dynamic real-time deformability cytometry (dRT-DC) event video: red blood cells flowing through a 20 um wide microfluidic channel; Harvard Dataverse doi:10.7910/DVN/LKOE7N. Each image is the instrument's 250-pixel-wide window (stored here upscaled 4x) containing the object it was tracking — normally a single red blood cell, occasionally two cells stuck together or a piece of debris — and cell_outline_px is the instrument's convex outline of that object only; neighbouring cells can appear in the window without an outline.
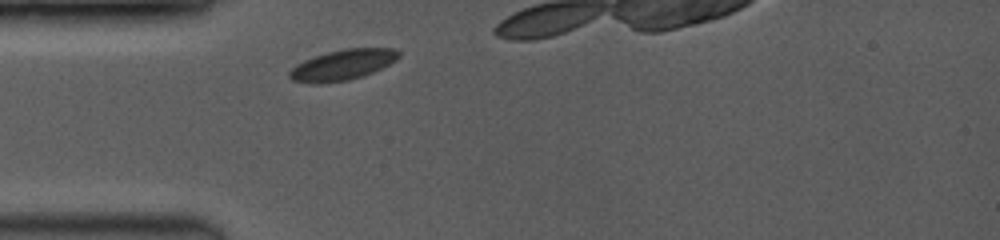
{"species": "common noctule bat (a hibernating species)", "species_latin": "Nyctalus noctula", "temperature_condition": "room temperature", "stored_images_in_passage": 3, "camera_frame_rate_fps": 3500, "um_per_image_px": 0.085, "animal": {"sex": "female", "body_mass_g": 19.0, "forearm_length_mm": 53.3}, "frame": {"image": 1, "passage_image": 1, "time_ms": 0.0, "image_size_px": [1000, 240], "cell_outline_px": [[400, 56], [396, 60], [372, 72], [348, 80], [312, 84], [292, 80], [288, 76], [288, 72], [296, 64], [304, 60], [328, 52], [344, 48], [396, 48], [400, 52]], "centroid_in_image_um": [29.1, 5.5], "position_along_channel_um": 55.9, "area_um2": 19.25}}